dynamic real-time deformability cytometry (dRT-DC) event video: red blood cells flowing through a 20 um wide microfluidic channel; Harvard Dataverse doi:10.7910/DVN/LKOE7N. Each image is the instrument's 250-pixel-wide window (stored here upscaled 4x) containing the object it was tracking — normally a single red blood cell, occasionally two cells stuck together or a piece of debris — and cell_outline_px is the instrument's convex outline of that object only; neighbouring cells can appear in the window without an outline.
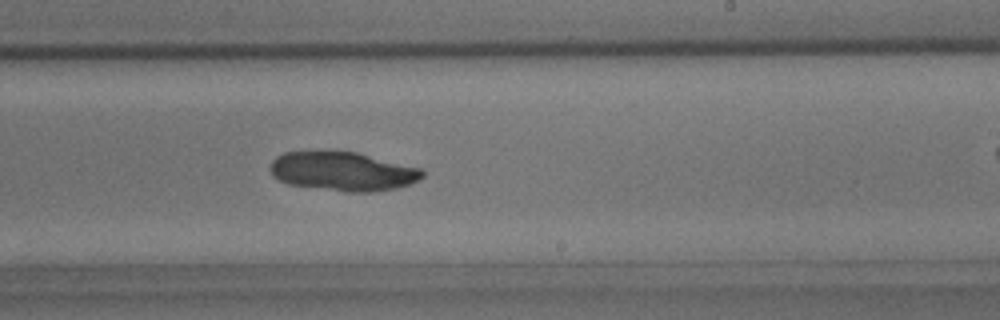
{"species": "common noctule bat (a hibernating species)", "species_latin": "Nyctalus noctula", "temperature_condition": "room temperature", "stored_images_in_passage": 24, "camera_frame_rate_fps": 3000, "um_per_image_px": 0.085, "animal": {"sex": "male", "body_mass_g": 15.6}, "frame": {"image": 1, "passage_image": 14, "time_ms": 4.333, "image_size_px": [1000, 320], "cell_outline_px": [[424, 176], [412, 184], [396, 188], [372, 192], [348, 192], [288, 184], [272, 176], [272, 160], [276, 156], [284, 152], [356, 152], [420, 168], [424, 172]], "centroid_in_image_um": [29.17, 14.58], "position_along_channel_um": 259.8, "area_um2": 34.22}}